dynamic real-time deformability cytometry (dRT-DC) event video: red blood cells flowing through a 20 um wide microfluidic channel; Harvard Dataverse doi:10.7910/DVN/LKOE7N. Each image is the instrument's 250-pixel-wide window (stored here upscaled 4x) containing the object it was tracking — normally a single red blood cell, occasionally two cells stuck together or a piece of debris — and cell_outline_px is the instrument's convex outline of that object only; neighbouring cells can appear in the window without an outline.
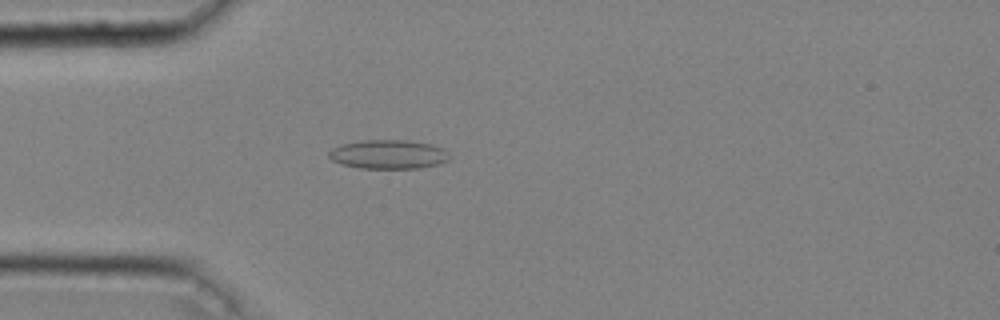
{"species": "common noctule bat (a hibernating species)", "species_latin": "Nyctalus noctula", "temperature_condition": "cold", "stored_images_in_passage": 47, "camera_frame_rate_fps": 3000, "um_per_image_px": 0.085, "animal": {"sex": "male", "body_mass_g": 20.4}, "frame": {"image": 1, "passage_image": 14, "time_ms": 4.333, "image_size_px": [1000, 320], "cell_outline_px": [[448, 160], [440, 164], [420, 168], [360, 168], [344, 164], [332, 160], [328, 156], [328, 152], [332, 148], [340, 144], [360, 140], [404, 140], [432, 144], [444, 148], [448, 152]], "centroid_in_image_um": [33.02, 13.11], "position_along_channel_um": 52.0, "area_um2": 20.46}}
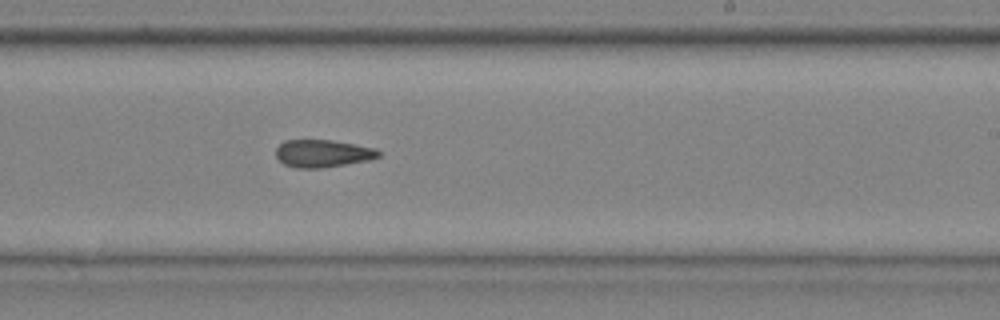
{"frame": {"image": 2, "passage_image": 30, "time_ms": 9.667, "image_size_px": [1000, 320], "cell_outline_px": [[380, 156], [368, 160], [324, 168], [296, 168], [284, 164], [276, 156], [276, 148], [284, 140], [332, 140], [376, 148], [380, 152]], "centroid_in_image_um": [27.42, 13.04], "position_along_channel_um": 261.6, "area_um2": 16.47}}
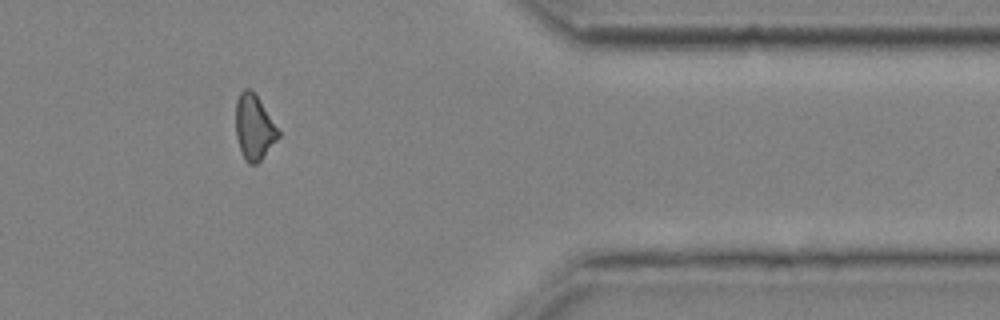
{"frame": {"image": 3, "passage_image": 41, "time_ms": 13.333, "image_size_px": [1000, 320], "cell_outline_px": [[280, 136], [260, 160], [256, 164], [248, 164], [244, 160], [236, 136], [236, 100], [240, 92], [244, 88], [248, 88], [256, 96], [280, 132]], "centroid_in_image_um": [21.57, 10.84], "position_along_channel_um": 389.8, "area_um2": 15.78}, "authors_computed_cell_mechanics": {"area_um2": 17.34, "velocity_mm_per_s": 4.0749, "shape_relaxation_time_tau1_ms": null, "shape_relaxation_time_tau2_ms": 3.6818, "deformation_change_tau1": null, "deformation_change_tau2": 0.1242}}